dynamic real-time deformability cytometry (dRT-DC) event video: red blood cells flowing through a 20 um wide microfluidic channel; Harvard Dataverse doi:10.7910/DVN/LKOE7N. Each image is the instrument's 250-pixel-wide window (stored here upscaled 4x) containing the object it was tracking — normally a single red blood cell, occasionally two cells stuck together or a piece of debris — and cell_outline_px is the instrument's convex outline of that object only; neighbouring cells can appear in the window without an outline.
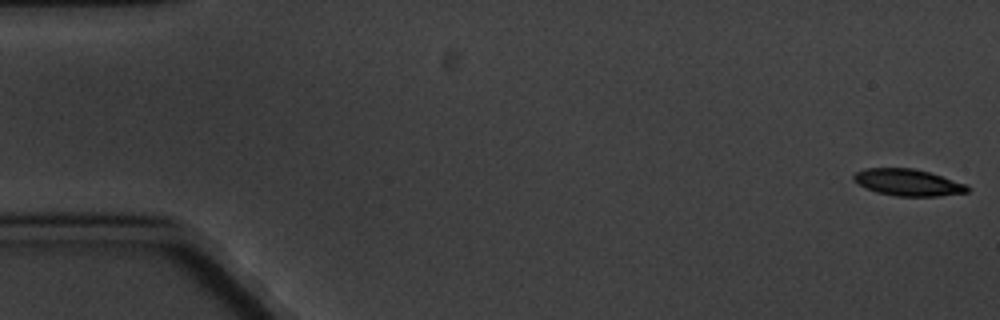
{"species": "common noctule bat (a hibernating species)", "species_latin": "Nyctalus noctula", "temperature_condition": "cold", "stored_images_in_passage": 4, "camera_frame_rate_fps": 3000, "um_per_image_px": 0.085, "animal": {"sex": "male", "body_mass_g": 20.1, "forearm_length_mm": 53.5}, "frame": {"image": 1, "passage_image": 1, "time_ms": 0.0, "image_size_px": [1000, 320], "cell_outline_px": [[972, 188], [968, 192], [940, 196], [896, 196], [876, 192], [864, 188], [852, 180], [852, 176], [856, 172], [864, 168], [912, 168], [928, 172], [968, 184]], "centroid_in_image_um": [77.17, 15.51], "position_along_channel_um": 7.8, "area_um2": 17.92}}